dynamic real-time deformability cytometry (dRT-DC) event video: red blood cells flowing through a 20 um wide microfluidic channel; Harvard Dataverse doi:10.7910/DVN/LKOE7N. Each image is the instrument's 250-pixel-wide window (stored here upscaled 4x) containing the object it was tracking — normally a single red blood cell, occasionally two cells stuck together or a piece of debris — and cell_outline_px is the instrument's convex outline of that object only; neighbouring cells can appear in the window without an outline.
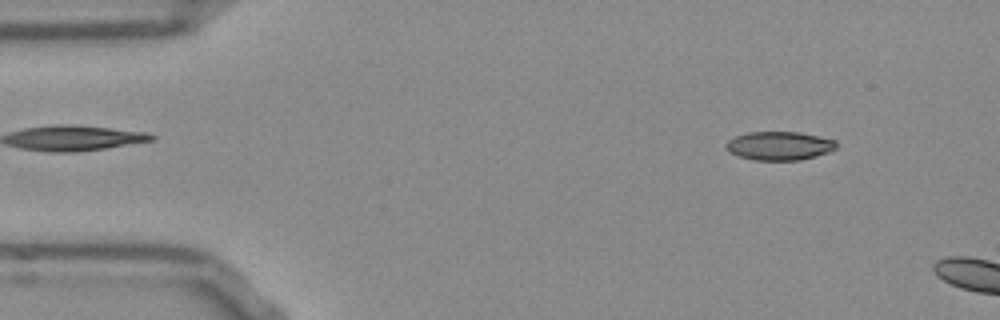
{"species": "Egyptian fruit bat (a non-hibernating species)", "species_latin": "Rousettus aegyptiacus", "temperature_condition": "room temperature", "stored_images_in_passage": 7, "camera_frame_rate_fps": 3000, "um_per_image_px": 0.085, "frame": {"image": 1, "passage_image": 1, "time_ms": 0.0, "image_size_px": [1000, 320], "cell_outline_px": [[836, 148], [828, 152], [816, 156], [800, 160], [752, 160], [728, 152], [724, 148], [724, 144], [728, 140], [736, 136], [748, 132], [800, 132], [836, 140]], "centroid_in_image_um": [66.21, 12.39], "position_along_channel_um": 18.8, "area_um2": 18.5}}